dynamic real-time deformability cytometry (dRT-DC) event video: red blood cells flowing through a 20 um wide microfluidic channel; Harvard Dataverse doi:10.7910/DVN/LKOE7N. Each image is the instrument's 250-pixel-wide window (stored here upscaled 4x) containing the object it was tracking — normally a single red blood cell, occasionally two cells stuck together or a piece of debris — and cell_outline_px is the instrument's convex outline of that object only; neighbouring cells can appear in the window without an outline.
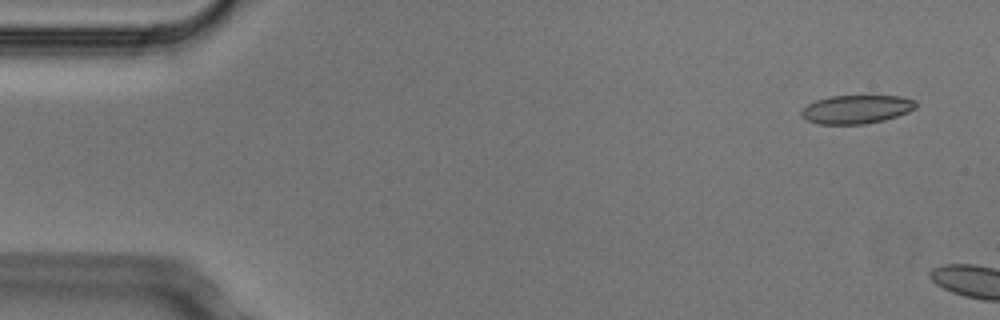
{"species": "Egyptian fruit bat (a non-hibernating species)", "species_latin": "Rousettus aegyptiacus", "temperature_condition": "cold", "stored_images_in_passage": 2, "camera_frame_rate_fps": 3000, "um_per_image_px": 0.085, "animal": {"sex": "male"}, "frame": {"image": 1, "passage_image": 1, "time_ms": 0.0, "image_size_px": [1000, 320], "cell_outline_px": [[916, 108], [908, 112], [884, 120], [864, 124], [816, 124], [800, 116], [800, 112], [808, 104], [816, 100], [828, 96], [900, 96], [916, 100]], "centroid_in_image_um": [72.79, 9.29], "position_along_channel_um": 12.2, "area_um2": 19.07}}